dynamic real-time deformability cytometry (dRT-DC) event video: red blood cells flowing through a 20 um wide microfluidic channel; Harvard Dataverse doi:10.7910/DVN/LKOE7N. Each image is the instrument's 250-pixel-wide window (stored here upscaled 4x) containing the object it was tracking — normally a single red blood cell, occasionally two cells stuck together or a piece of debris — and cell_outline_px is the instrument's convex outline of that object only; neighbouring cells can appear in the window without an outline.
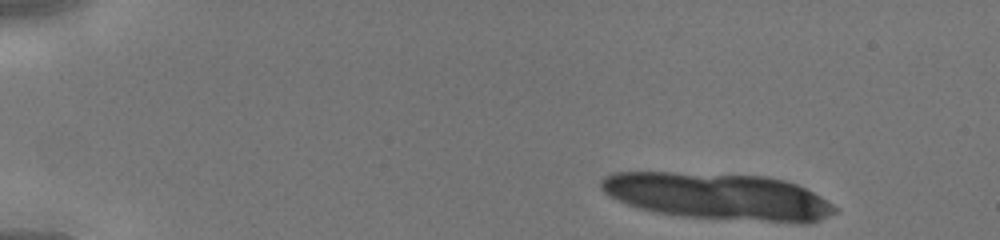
{"species": "human", "species_latin": "Homo sapiens", "temperature_condition": "cold", "stored_images_in_passage": 9, "camera_frame_rate_fps": 3000, "um_per_image_px": 0.085, "donor": {"sex": "male"}, "frame": {"image": 1, "passage_image": 1, "time_ms": 0.0, "image_size_px": [1000, 240], "cell_outline_px": [[840, 208], [836, 212], [820, 220], [808, 224], [800, 224], [680, 216], [656, 212], [640, 208], [628, 204], [608, 196], [600, 188], [600, 180], [604, 176], [612, 172], [672, 172], [768, 176], [784, 180], [796, 184], [820, 196]], "centroid_in_image_um": [61.07, 16.7], "position_along_channel_um": 23.9, "area_um2": 64.27}}